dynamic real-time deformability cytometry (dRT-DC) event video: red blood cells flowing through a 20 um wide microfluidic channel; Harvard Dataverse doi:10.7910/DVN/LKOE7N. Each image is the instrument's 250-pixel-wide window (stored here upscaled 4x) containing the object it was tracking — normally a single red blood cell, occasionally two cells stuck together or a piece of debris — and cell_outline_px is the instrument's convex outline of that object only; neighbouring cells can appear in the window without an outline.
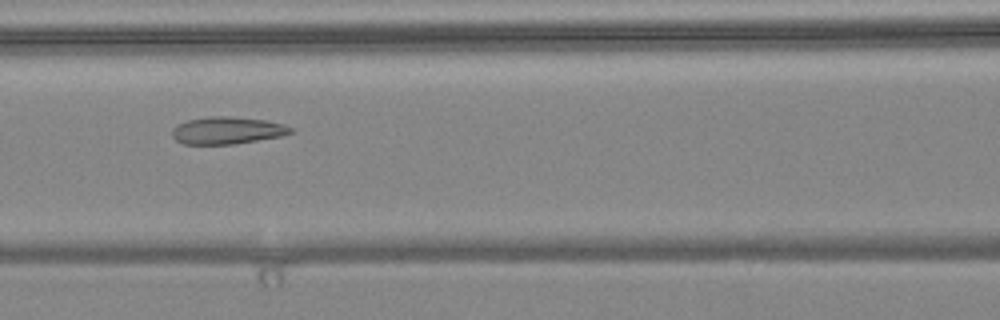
{"species": "common noctule bat (a hibernating species)", "species_latin": "Nyctalus noctula", "temperature_condition": "warm", "stored_images_in_passage": 7, "camera_frame_rate_fps": 3000, "um_per_image_px": 0.085, "animal": {"sex": "female", "body_mass_g": 24.6, "forearm_length_mm": 56.2}, "frame": {"image": 1, "passage_image": 7, "time_ms": 2.0, "image_size_px": [1000, 320], "cell_outline_px": [[292, 132], [280, 136], [232, 144], [184, 144], [176, 140], [172, 136], [172, 128], [176, 124], [188, 120], [212, 116], [228, 116], [264, 120], [284, 124], [292, 128]], "centroid_in_image_um": [19.26, 11.08], "position_along_channel_um": 147.3, "area_um2": 18.61}}